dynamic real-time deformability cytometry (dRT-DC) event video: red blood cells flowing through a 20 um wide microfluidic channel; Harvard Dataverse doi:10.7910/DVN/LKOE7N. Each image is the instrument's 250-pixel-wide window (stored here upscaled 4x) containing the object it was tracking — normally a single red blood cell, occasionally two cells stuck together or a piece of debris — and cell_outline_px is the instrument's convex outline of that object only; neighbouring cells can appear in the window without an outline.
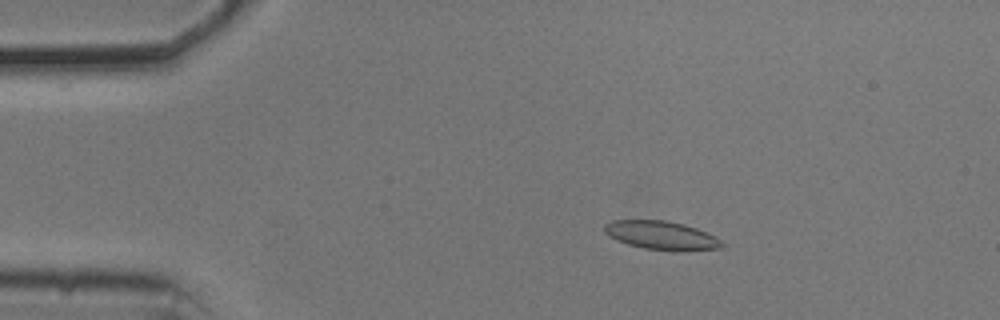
{"species": "common noctule bat (a hibernating species)", "species_latin": "Nyctalus noctula", "temperature_condition": "cold", "stored_images_in_passage": 55, "camera_frame_rate_fps": 3000, "um_per_image_px": 0.085, "animal": {"sex": "male", "body_mass_g": 20.5, "forearm_length_mm": 52.5}, "frame": {"image": 1, "passage_image": 10, "time_ms": 3.0, "image_size_px": [1000, 320], "cell_outline_px": [[724, 248], [644, 248], [628, 244], [616, 240], [608, 236], [604, 232], [604, 224], [612, 220], [668, 220], [684, 224], [696, 228], [720, 240], [724, 244]], "centroid_in_image_um": [56.1, 19.94], "position_along_channel_um": 28.9, "area_um2": 18.61}}
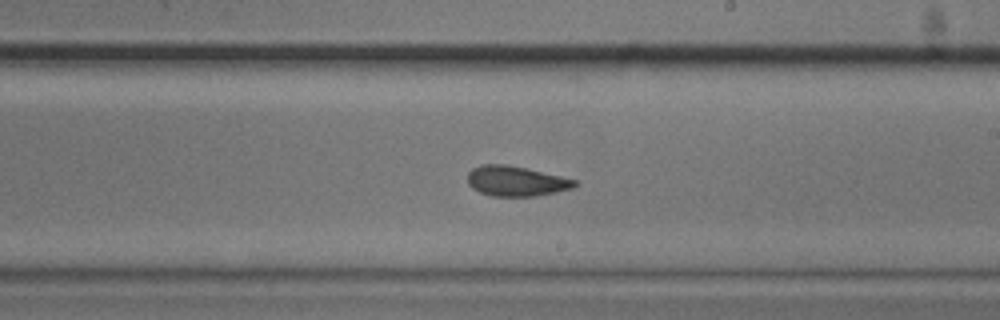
{"frame": {"image": 2, "passage_image": 32, "time_ms": 10.333, "image_size_px": [1000, 320], "cell_outline_px": [[580, 184], [576, 188], [536, 196], [492, 196], [480, 192], [472, 188], [468, 184], [468, 172], [472, 168], [484, 164], [504, 164], [524, 168], [560, 176], [576, 180]], "centroid_in_image_um": [43.88, 15.4], "position_along_channel_um": 245.1, "area_um2": 18.79}}
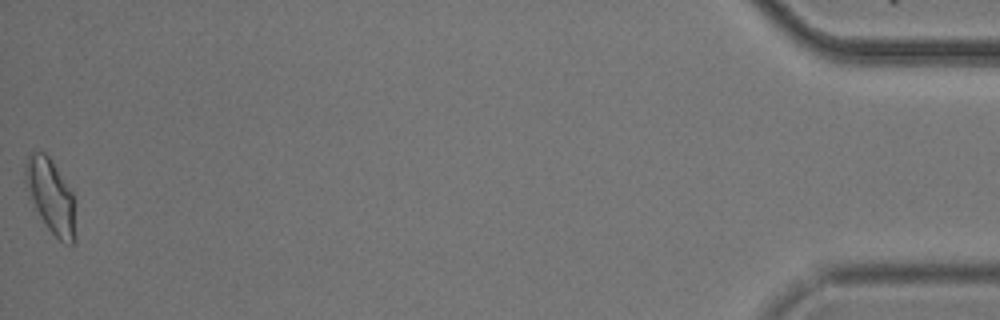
{"frame": {"image": 3, "passage_image": 55, "time_ms": 18.0, "image_size_px": [1000, 320], "cell_outline_px": [[76, 244], [64, 244], [48, 228], [40, 216], [36, 208], [24, 180], [24, 164], [32, 148], [44, 152], [48, 156], [72, 192], [76, 240]], "centroid_in_image_um": [4.3, 16.64], "position_along_channel_um": 430.9, "area_um2": 21.33}, "authors_computed_cell_mechanics": {"area_um2": 19.074, "velocity_mm_per_s": 3.6934, "shape_relaxation_time_tau1_ms": null, "shape_relaxation_time_tau2_ms": 2.6351, "deformation_change_tau1": null, "deformation_change_tau2": 0.0875}}